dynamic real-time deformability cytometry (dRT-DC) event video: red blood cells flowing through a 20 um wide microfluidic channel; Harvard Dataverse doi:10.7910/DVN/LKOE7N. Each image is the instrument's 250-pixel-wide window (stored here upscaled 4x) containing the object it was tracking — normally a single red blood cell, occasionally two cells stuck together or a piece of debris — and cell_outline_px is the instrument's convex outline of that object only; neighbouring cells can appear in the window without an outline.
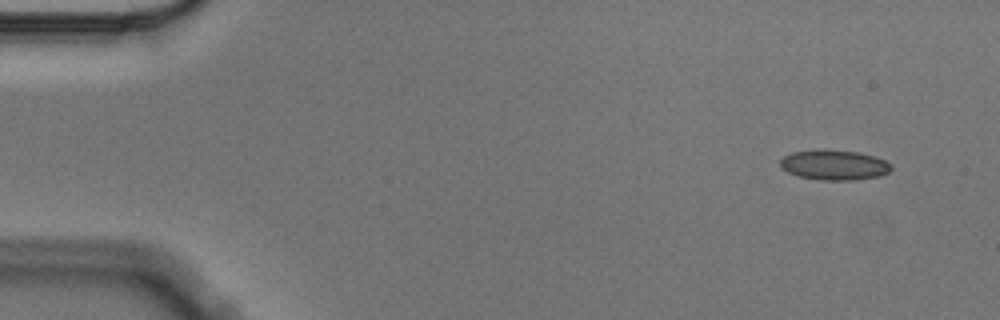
{"species": "Egyptian fruit bat (a non-hibernating species)", "species_latin": "Rousettus aegyptiacus", "temperature_condition": "cold", "stored_images_in_passage": 5, "camera_frame_rate_fps": 3000, "um_per_image_px": 0.085, "animal": {"sex": "male"}, "frame": {"image": 1, "passage_image": 1, "time_ms": 0.0, "image_size_px": [1000, 320], "cell_outline_px": [[892, 168], [888, 172], [880, 176], [852, 180], [820, 180], [800, 176], [788, 172], [780, 164], [780, 160], [784, 156], [792, 152], [824, 148], [860, 152], [884, 160], [892, 164]], "centroid_in_image_um": [70.92, 14.0], "position_along_channel_um": 14.1, "area_um2": 19.54}}
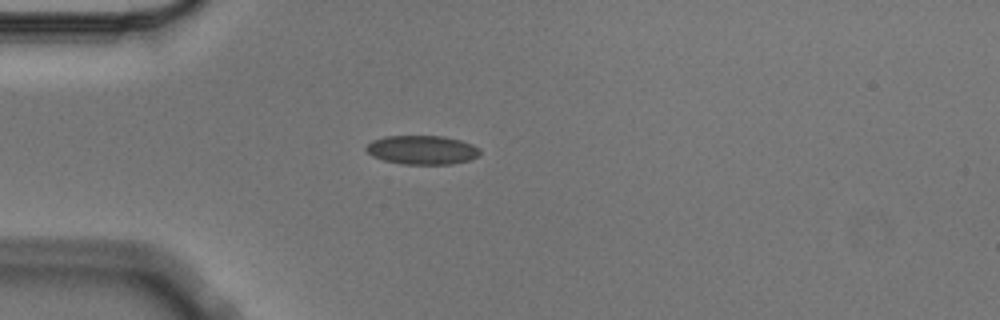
{"frame": {"image": 2, "passage_image": 4, "time_ms": 1.0, "image_size_px": [1000, 320], "cell_outline_px": [[480, 156], [472, 160], [452, 164], [400, 164], [384, 160], [372, 156], [364, 148], [372, 140], [384, 136], [444, 136], [460, 140], [472, 144], [480, 148]], "centroid_in_image_um": [35.91, 12.75], "position_along_channel_um": 49.1, "area_um2": 19.42}}